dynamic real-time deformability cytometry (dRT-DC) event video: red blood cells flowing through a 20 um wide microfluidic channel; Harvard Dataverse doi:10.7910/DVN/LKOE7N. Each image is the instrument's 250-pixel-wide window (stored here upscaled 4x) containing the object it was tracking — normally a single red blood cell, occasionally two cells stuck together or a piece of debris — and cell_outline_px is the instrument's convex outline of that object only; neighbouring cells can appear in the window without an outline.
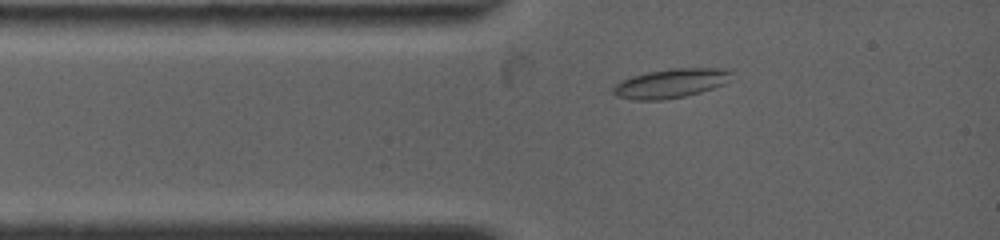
{"species": "common noctule bat (a hibernating species)", "species_latin": "Nyctalus noctula", "temperature_condition": "warm", "stored_images_in_passage": 79, "camera_frame_rate_fps": 4500, "um_per_image_px": 0.085, "animal": {"sex": "female", "body_mass_g": 19.0, "forearm_length_mm": 53.3}, "frame": {"image": 1, "passage_image": 5, "time_ms": 0.667, "image_size_px": [1000, 240], "cell_outline_px": [[736, 72], [724, 84], [700, 92], [684, 96], [660, 100], [632, 100], [616, 96], [612, 92], [612, 88], [620, 80], [632, 76], [648, 72], [672, 68], [732, 68]], "centroid_in_image_um": [57.05, 7.07], "position_along_channel_um": 28.0, "area_um2": 20.35}}
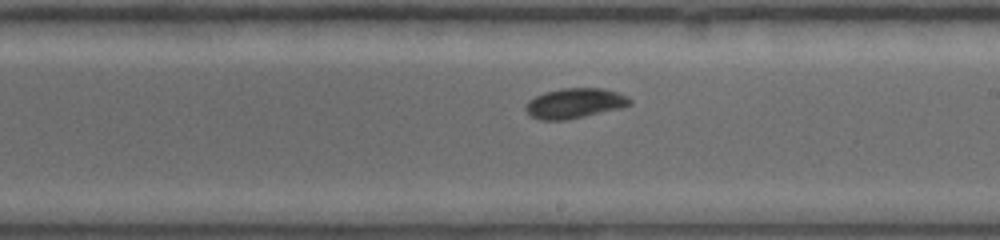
{"frame": {"image": 2, "passage_image": 43, "time_ms": 6.444, "image_size_px": [1000, 240], "cell_outline_px": [[632, 104], [624, 108], [564, 120], [540, 120], [532, 116], [524, 108], [524, 104], [528, 100], [544, 92], [560, 88], [604, 88], [628, 96], [632, 100]], "centroid_in_image_um": [48.87, 8.77], "position_along_channel_um": 240.1, "area_um2": 18.44}}
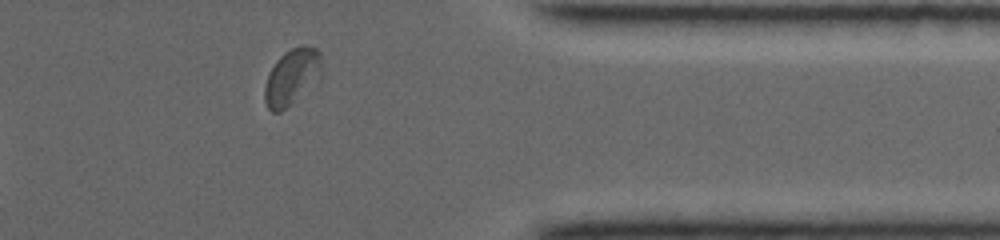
{"frame": {"image": 3, "passage_image": 70, "time_ms": 10.667, "image_size_px": [1000, 240], "cell_outline_px": [[320, 80], [280, 112], [272, 112], [268, 108], [264, 100], [264, 88], [268, 76], [276, 60], [284, 52], [300, 44], [308, 44], [316, 48], [320, 52]], "centroid_in_image_um": [24.82, 6.5], "position_along_channel_um": 386.6, "area_um2": 18.67}, "authors_computed_cell_mechanics": {"area_um2": 18.0336, "velocity_mm_per_s": 3.8049, "shape_relaxation_time_tau1_ms": 2.9667, "shape_relaxation_time_tau2_ms": 2.3884, "deformation_change_tau1": 0.0971, "deformation_change_tau2": 0.0367}}